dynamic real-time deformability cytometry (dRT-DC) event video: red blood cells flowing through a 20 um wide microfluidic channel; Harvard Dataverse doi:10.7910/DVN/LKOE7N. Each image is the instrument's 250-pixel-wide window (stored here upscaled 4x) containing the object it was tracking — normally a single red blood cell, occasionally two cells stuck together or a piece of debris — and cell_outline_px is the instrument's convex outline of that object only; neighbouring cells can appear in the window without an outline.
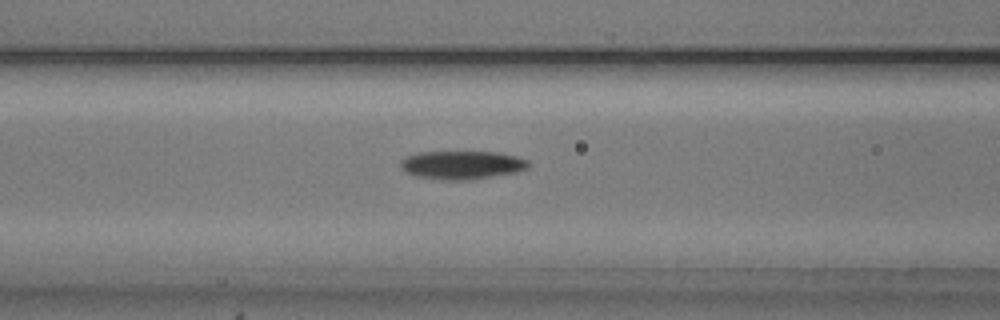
{"species": "common noctule bat (a hibernating species)", "species_latin": "Nyctalus noctula", "temperature_condition": "cold", "stored_images_in_passage": 53, "camera_frame_rate_fps": 3000, "um_per_image_px": 0.085, "animal": {"sex": "male", "body_mass_g": 20.5, "forearm_length_mm": 52.5}, "frame": {"image": 1, "passage_image": 21, "time_ms": 6.667, "image_size_px": [1000, 320], "cell_outline_px": [[528, 168], [512, 172], [472, 180], [440, 180], [416, 176], [408, 172], [400, 164], [400, 160], [404, 156], [420, 152], [496, 152], [516, 156], [528, 160]], "centroid_in_image_um": [39.23, 14.02], "position_along_channel_um": 127.4, "area_um2": 20.98}}
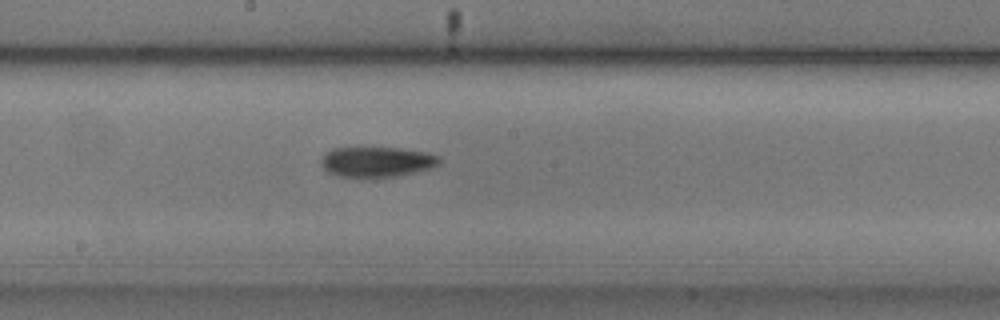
{"frame": {"image": 2, "passage_image": 28, "time_ms": 9.0, "image_size_px": [1000, 320], "cell_outline_px": [[440, 164], [432, 168], [396, 176], [336, 176], [328, 172], [320, 164], [320, 160], [332, 148], [400, 148], [424, 152], [440, 156]], "centroid_in_image_um": [32.04, 13.75], "position_along_channel_um": 216.2, "area_um2": 20.52}}
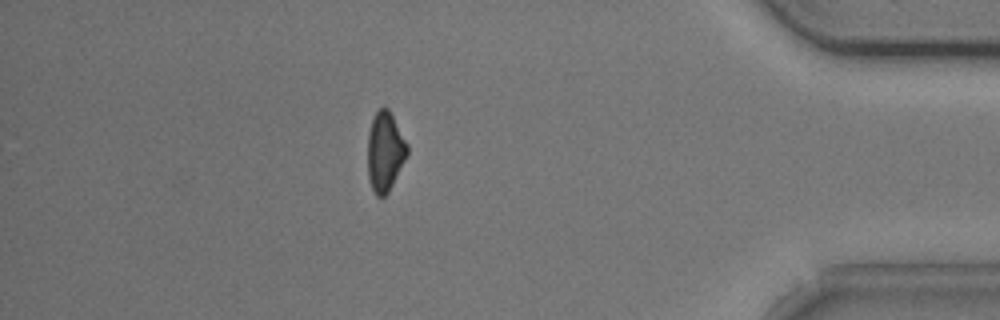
{"frame": {"image": 3, "passage_image": 46, "time_ms": 15.0, "image_size_px": [1000, 320], "cell_outline_px": [[408, 152], [388, 192], [384, 196], [376, 196], [368, 180], [368, 132], [372, 116], [384, 104], [388, 108], [408, 144]], "centroid_in_image_um": [32.7, 12.84], "position_along_channel_um": 402.5, "area_um2": 18.26}, "authors_computed_cell_mechanics": {"area_um2": 19.9988, "velocity_mm_per_s": 3.8011, "shape_relaxation_time_tau1_ms": 4.4856, "shape_relaxation_time_tau2_ms": null, "deformation_change_tau1": 0.1287, "deformation_change_tau2": null}}